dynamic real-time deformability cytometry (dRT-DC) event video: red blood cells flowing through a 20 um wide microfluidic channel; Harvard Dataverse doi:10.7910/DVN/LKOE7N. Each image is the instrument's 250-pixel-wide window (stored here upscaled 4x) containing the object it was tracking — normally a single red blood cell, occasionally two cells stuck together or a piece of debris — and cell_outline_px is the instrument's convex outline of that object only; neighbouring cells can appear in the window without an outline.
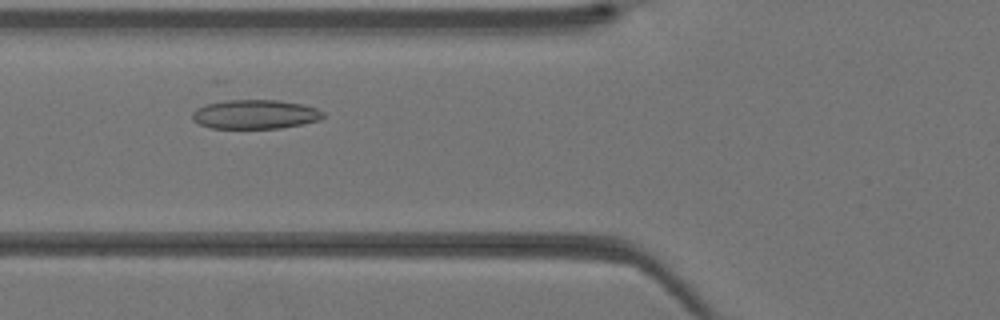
{"species": "Egyptian fruit bat (a non-hibernating species)", "species_latin": "Rousettus aegyptiacus", "temperature_condition": "warm", "stored_images_in_passage": 32, "camera_frame_rate_fps": 3000, "um_per_image_px": 0.085, "animal": {"sex": "female"}, "frame": {"image": 1, "passage_image": 6, "time_ms": 1.667, "image_size_px": [1000, 320], "cell_outline_px": [[324, 116], [320, 120], [280, 128], [212, 128], [200, 124], [192, 120], [192, 112], [196, 108], [204, 104], [228, 100], [276, 100], [300, 104], [316, 108], [324, 112]], "centroid_in_image_um": [21.65, 9.71], "position_along_channel_um": 104.1, "area_um2": 22.14}}
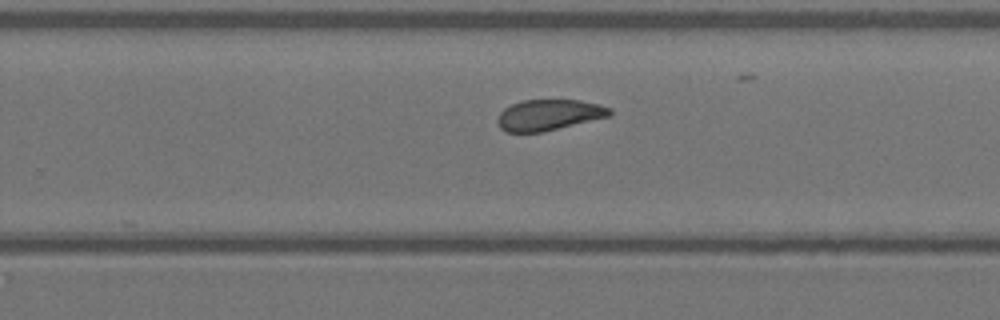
{"frame": {"image": 2, "passage_image": 17, "time_ms": 5.333, "image_size_px": [1000, 320], "cell_outline_px": [[612, 112], [608, 116], [544, 132], [508, 132], [500, 128], [496, 120], [500, 112], [504, 108], [520, 100], [580, 100], [600, 104], [612, 108]], "centroid_in_image_um": [46.64, 9.76], "position_along_channel_um": 283.2, "area_um2": 20.23}}
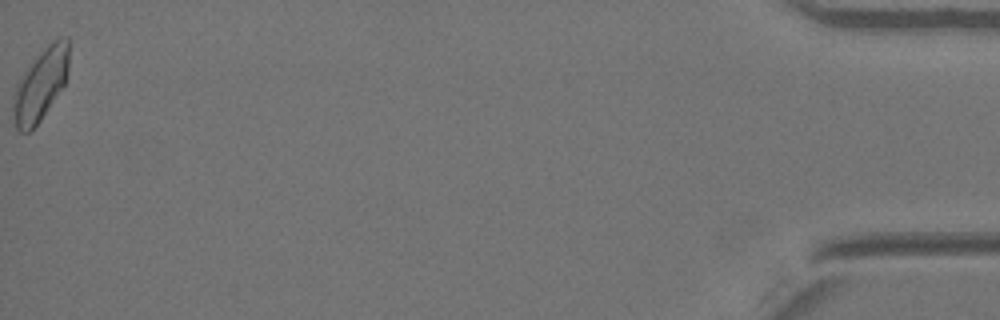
{"frame": {"image": 3, "passage_image": 32, "time_ms": 10.333, "image_size_px": [1000, 320], "cell_outline_px": [[68, 68], [64, 84], [40, 120], [28, 132], [20, 132], [16, 128], [12, 120], [12, 104], [16, 84], [20, 76], [28, 64], [52, 40], [60, 36], [68, 36]], "centroid_in_image_um": [3.41, 7.17], "position_along_channel_um": 431.8, "area_um2": 23.41}}